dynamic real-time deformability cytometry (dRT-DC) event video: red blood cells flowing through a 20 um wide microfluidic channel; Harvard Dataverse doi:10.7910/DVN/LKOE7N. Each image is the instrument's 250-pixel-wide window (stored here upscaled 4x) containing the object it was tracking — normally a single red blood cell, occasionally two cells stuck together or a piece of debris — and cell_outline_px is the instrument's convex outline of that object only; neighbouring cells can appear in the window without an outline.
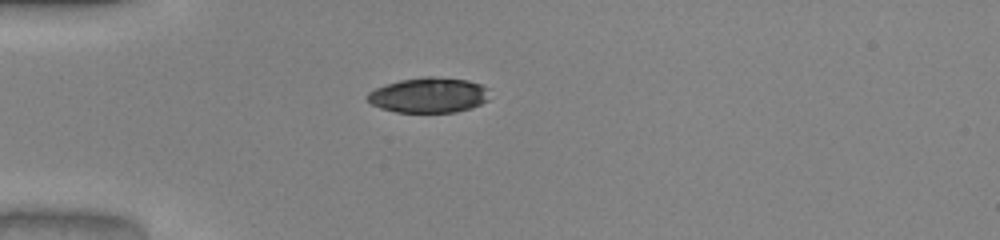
{"species": "common noctule bat (a hibernating species)", "species_latin": "Nyctalus noctula", "temperature_condition": "warm", "stored_images_in_passage": 37, "camera_frame_rate_fps": 3000, "um_per_image_px": 0.085, "animal": {"sex": "male", "body_mass_g": 20.0, "forearm_length_mm": 53.3}, "frame": {"image": 1, "passage_image": 1, "time_ms": 0.0, "image_size_px": [1000, 240], "cell_outline_px": [[488, 100], [472, 108], [456, 112], [396, 112], [380, 108], [372, 104], [364, 96], [368, 92], [376, 88], [400, 80], [424, 76], [432, 76], [468, 80], [480, 84], [488, 88]], "centroid_in_image_um": [36.44, 8.09], "position_along_channel_um": 48.6, "area_um2": 25.14}}
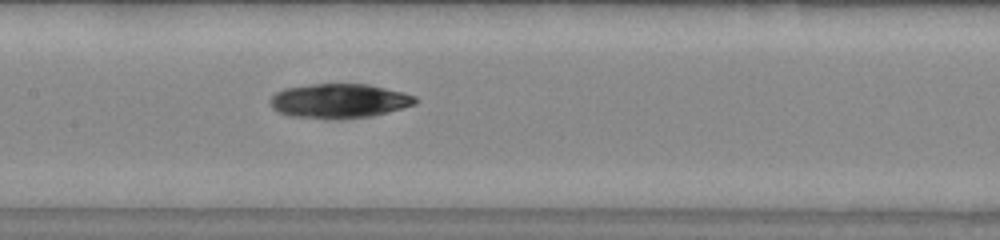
{"frame": {"image": 2, "passage_image": 12, "time_ms": 3.667, "image_size_px": [1000, 240], "cell_outline_px": [[416, 104], [372, 116], [340, 120], [328, 120], [292, 116], [280, 112], [272, 108], [268, 100], [276, 92], [284, 88], [312, 84], [368, 84], [404, 92], [416, 96]], "centroid_in_image_um": [28.81, 8.59], "position_along_channel_um": 178.6, "area_um2": 29.42}}
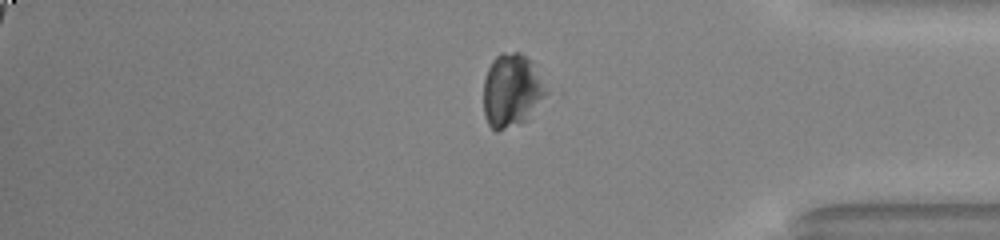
{"frame": {"image": 3, "passage_image": 29, "time_ms": 9.333, "image_size_px": [1000, 240], "cell_outline_px": [[548, 92], [524, 120], [496, 132], [488, 124], [484, 116], [484, 80], [488, 68], [492, 60], [500, 52], [520, 52], [532, 60]], "centroid_in_image_um": [43.46, 7.64], "position_along_channel_um": 391.7, "area_um2": 26.36}, "authors_computed_cell_mechanics": {"area_um2": 29.189, "velocity_mm_per_s": 4.0749, "shape_relaxation_time_tau1_ms": 1.5258, "shape_relaxation_time_tau2_ms": null, "deformation_change_tau1": 0.0412, "deformation_change_tau2": null}}